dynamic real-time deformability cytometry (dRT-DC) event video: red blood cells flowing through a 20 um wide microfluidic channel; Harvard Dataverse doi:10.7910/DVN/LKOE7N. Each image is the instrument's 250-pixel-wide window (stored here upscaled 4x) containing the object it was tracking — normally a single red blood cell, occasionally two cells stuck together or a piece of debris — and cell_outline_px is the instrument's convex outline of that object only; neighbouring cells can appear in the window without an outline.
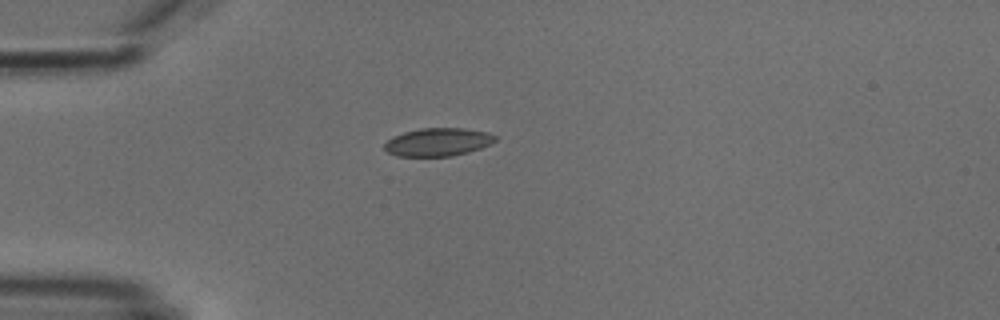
{"species": "common noctule bat (a hibernating species)", "species_latin": "Nyctalus noctula", "temperature_condition": "cold", "stored_images_in_passage": 2, "camera_frame_rate_fps": 3000, "um_per_image_px": 0.085, "animal": {"sex": "male", "body_mass_g": 18.8}, "frame": {"image": 1, "passage_image": 1, "time_ms": 0.0, "image_size_px": [1000, 320], "cell_outline_px": [[496, 140], [480, 148], [468, 152], [452, 156], [396, 156], [388, 152], [384, 148], [384, 144], [392, 136], [404, 132], [420, 128], [460, 128], [488, 132], [496, 136]], "centroid_in_image_um": [37.19, 12.07], "position_along_channel_um": 47.8, "area_um2": 18.03}}